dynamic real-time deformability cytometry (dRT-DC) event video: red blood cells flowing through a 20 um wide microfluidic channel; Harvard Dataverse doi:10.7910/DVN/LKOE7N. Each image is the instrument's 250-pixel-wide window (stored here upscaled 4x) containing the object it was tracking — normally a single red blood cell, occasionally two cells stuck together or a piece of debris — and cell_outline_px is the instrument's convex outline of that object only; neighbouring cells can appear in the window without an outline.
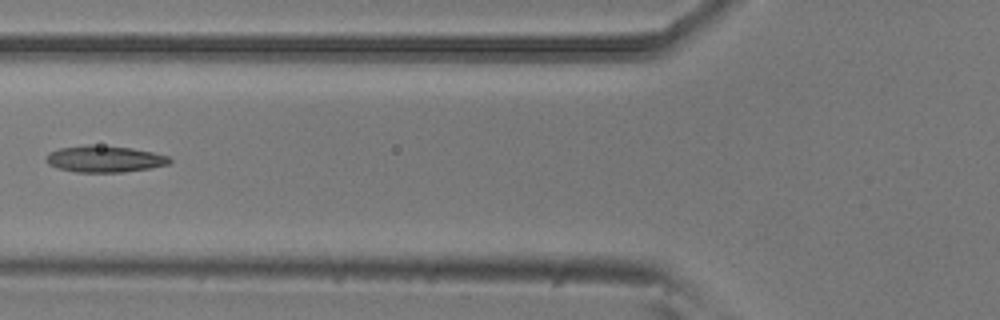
{"species": "common noctule bat (a hibernating species)", "species_latin": "Nyctalus noctula", "temperature_condition": "room temperature", "stored_images_in_passage": 6, "camera_frame_rate_fps": 3000, "um_per_image_px": 0.085, "animal": {"sex": "male", "body_mass_g": 20.5, "forearm_length_mm": 52.5}, "frame": {"image": 1, "passage_image": 5, "time_ms": 1.333, "image_size_px": [1000, 320], "cell_outline_px": [[172, 160], [168, 164], [152, 168], [124, 172], [76, 172], [56, 168], [48, 164], [44, 160], [44, 156], [48, 152], [60, 148], [84, 144], [92, 144], [132, 148], [152, 152], [168, 156]], "centroid_in_image_um": [8.83, 13.51], "position_along_channel_um": 117.0, "area_um2": 19.42}}
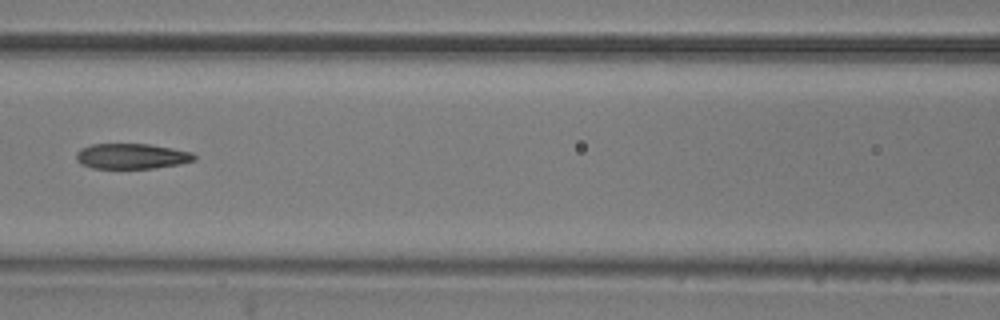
{"frame": {"image": 2, "passage_image": 6, "time_ms": 1.667, "image_size_px": [1000, 320], "cell_outline_px": [[196, 160], [180, 164], [156, 168], [92, 168], [80, 164], [76, 160], [76, 152], [80, 148], [92, 144], [148, 144], [172, 148], [192, 152], [196, 156]], "centroid_in_image_um": [11.18, 13.28], "position_along_channel_um": 155.4, "area_um2": 17.57}}